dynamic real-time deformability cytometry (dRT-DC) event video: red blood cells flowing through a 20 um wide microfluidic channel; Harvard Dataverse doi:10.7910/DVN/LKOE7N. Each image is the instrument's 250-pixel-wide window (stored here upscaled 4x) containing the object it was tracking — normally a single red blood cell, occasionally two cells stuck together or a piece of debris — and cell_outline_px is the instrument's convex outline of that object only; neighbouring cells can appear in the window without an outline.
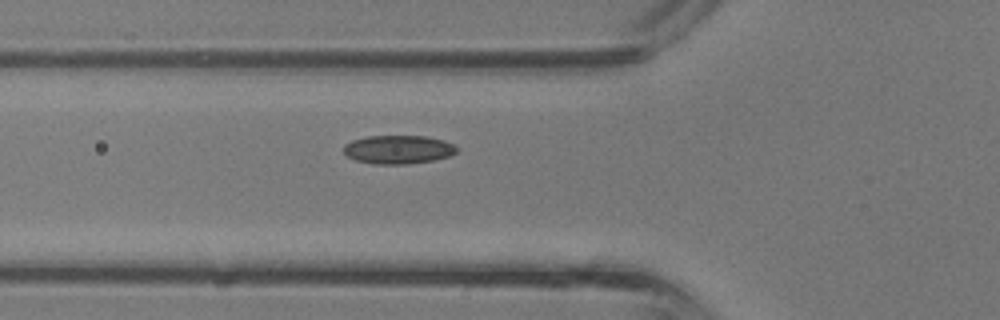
{"species": "common noctule bat (a hibernating species)", "species_latin": "Nyctalus noctula", "temperature_condition": "room temperature", "stored_images_in_passage": 34, "camera_frame_rate_fps": 3000, "um_per_image_px": 0.085, "animal": {"sex": "male", "body_mass_g": 13.3}, "frame": {"image": 1, "passage_image": 13, "time_ms": 4.0, "image_size_px": [1000, 320], "cell_outline_px": [[460, 148], [456, 152], [448, 156], [432, 160], [408, 164], [372, 164], [356, 160], [348, 156], [344, 152], [344, 144], [352, 140], [368, 136], [428, 136], [444, 140]], "centroid_in_image_um": [33.85, 12.7], "position_along_channel_um": 91.9, "area_um2": 18.84}}
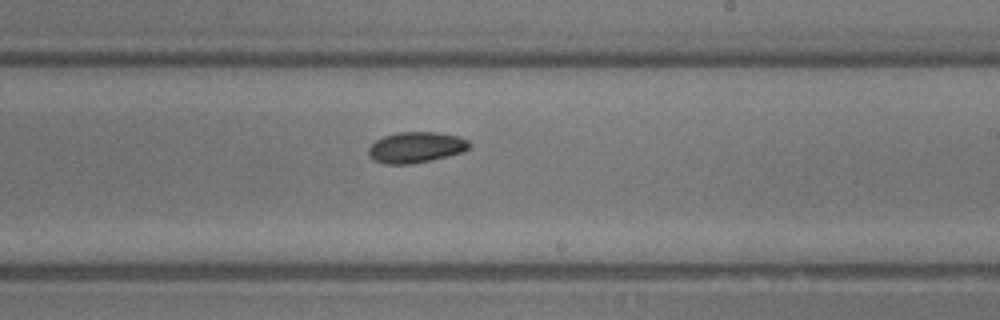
{"frame": {"image": 2, "passage_image": 22, "time_ms": 7.0, "image_size_px": [1000, 320], "cell_outline_px": [[472, 144], [464, 152], [432, 160], [412, 164], [384, 164], [372, 160], [368, 156], [368, 148], [376, 140], [384, 136], [400, 132], [436, 132], [460, 136], [468, 140]], "centroid_in_image_um": [35.36, 12.53], "position_along_channel_um": 253.6, "area_um2": 18.38}}
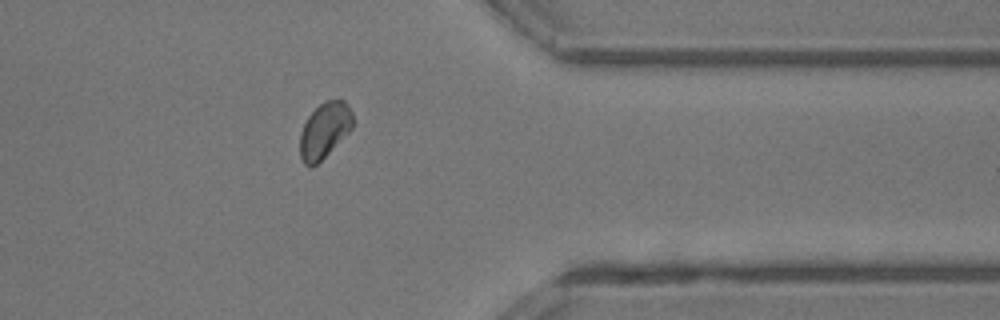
{"frame": {"image": 3, "passage_image": 30, "time_ms": 9.667, "image_size_px": [1000, 320], "cell_outline_px": [[352, 128], [316, 164], [304, 164], [300, 156], [300, 132], [308, 116], [324, 100], [344, 100], [348, 104], [352, 112]], "centroid_in_image_um": [27.57, 11.03], "position_along_channel_um": 383.8, "area_um2": 16.65}}